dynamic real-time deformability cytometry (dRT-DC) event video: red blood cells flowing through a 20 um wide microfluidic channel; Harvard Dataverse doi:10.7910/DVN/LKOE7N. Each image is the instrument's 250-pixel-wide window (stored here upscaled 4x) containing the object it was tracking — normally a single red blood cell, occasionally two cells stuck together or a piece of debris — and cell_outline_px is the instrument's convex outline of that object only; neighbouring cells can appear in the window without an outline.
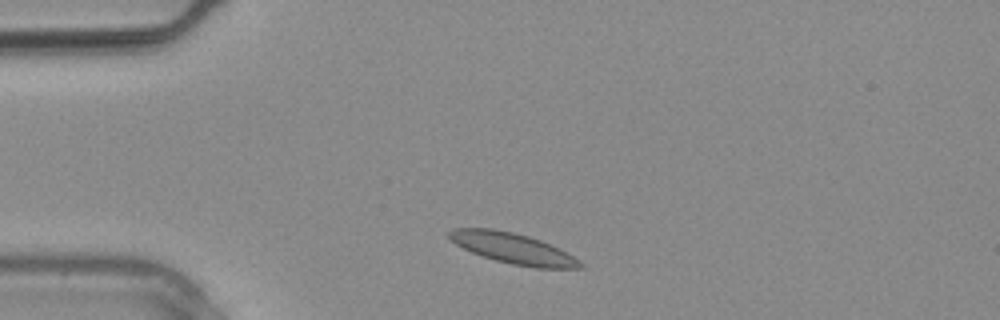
{"species": "common noctule bat (a hibernating species)", "species_latin": "Nyctalus noctula", "temperature_condition": "warm", "stored_images_in_passage": 4, "camera_frame_rate_fps": 3000, "um_per_image_px": 0.085, "animal": {"sex": "male", "body_mass_g": 20.4}, "frame": {"image": 1, "passage_image": 4, "time_ms": 1.0, "image_size_px": [1000, 320], "cell_outline_px": [[584, 268], [536, 268], [512, 264], [496, 260], [472, 252], [456, 244], [448, 236], [448, 232], [452, 228], [492, 228], [512, 232], [528, 236], [540, 240], [580, 260], [584, 264]], "centroid_in_image_um": [43.59, 21.11], "position_along_channel_um": 41.4, "area_um2": 23.0}}